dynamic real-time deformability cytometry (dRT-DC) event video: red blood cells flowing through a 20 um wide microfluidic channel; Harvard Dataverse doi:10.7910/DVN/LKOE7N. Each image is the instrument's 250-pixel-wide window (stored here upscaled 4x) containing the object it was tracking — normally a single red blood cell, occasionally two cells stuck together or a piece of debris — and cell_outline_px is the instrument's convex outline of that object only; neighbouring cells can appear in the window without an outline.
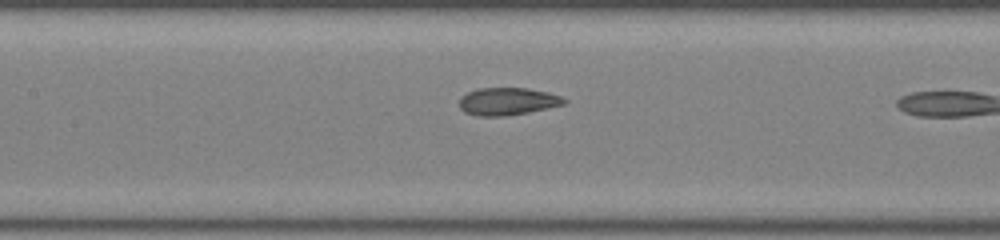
{"species": "common noctule bat (a hibernating species)", "species_latin": "Nyctalus noctula", "temperature_condition": "room temperature", "stored_images_in_passage": 17, "camera_frame_rate_fps": 3000, "um_per_image_px": 0.085, "animal": {"sex": "female", "body_mass_g": 22.0, "forearm_length_mm": 56.7}, "frame": {"image": 1, "passage_image": 12, "time_ms": 3.667, "image_size_px": [1000, 240], "cell_outline_px": [[568, 100], [564, 104], [528, 112], [504, 116], [476, 116], [464, 112], [460, 108], [460, 96], [468, 92], [480, 88], [528, 88], [548, 92], [560, 96]], "centroid_in_image_um": [43.12, 8.61], "position_along_channel_um": 164.3, "area_um2": 16.76}}
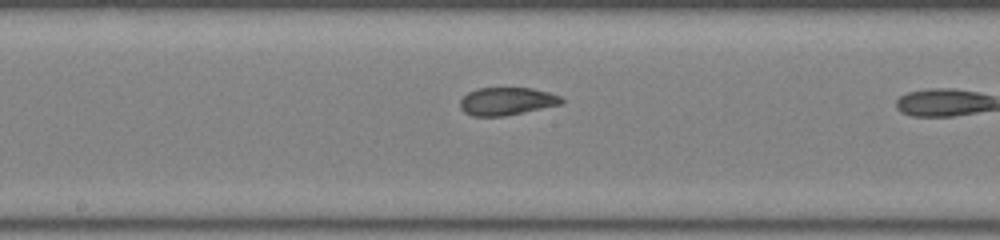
{"frame": {"image": 2, "passage_image": 15, "time_ms": 4.667, "image_size_px": [1000, 240], "cell_outline_px": [[564, 100], [560, 104], [504, 116], [472, 116], [464, 112], [460, 108], [460, 100], [468, 92], [476, 88], [532, 88], [548, 92], [560, 96]], "centroid_in_image_um": [43.03, 8.6], "position_along_channel_um": 205.2, "area_um2": 16.3}}